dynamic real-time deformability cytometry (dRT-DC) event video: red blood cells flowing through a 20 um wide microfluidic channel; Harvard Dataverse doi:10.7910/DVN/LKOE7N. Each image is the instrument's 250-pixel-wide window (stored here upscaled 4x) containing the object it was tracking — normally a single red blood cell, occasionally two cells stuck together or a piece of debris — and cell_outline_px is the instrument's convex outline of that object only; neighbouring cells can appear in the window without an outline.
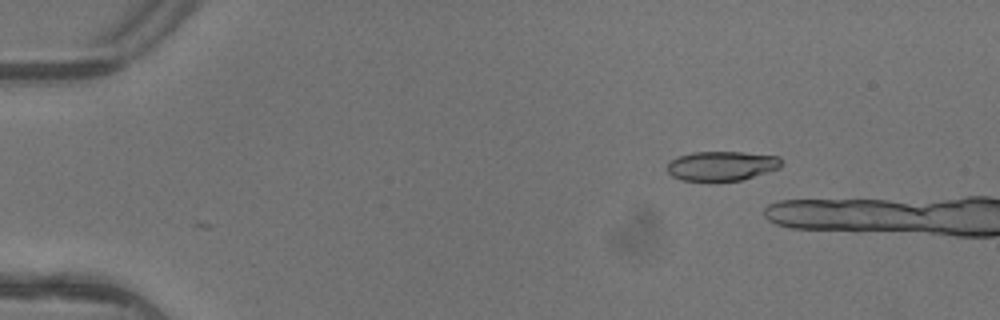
{"species": "common noctule bat (a hibernating species)", "species_latin": "Nyctalus noctula", "temperature_condition": "warm", "stored_images_in_passage": 3, "camera_frame_rate_fps": 3000, "um_per_image_px": 0.085, "animal": {"sex": "female"}, "frame": {"image": 1, "passage_image": 3, "time_ms": 0.667, "image_size_px": [1000, 320], "cell_outline_px": [[780, 168], [740, 180], [680, 180], [672, 176], [668, 172], [668, 160], [676, 156], [692, 152], [744, 152], [780, 156]], "centroid_in_image_um": [61.31, 14.08], "position_along_channel_um": 23.7, "area_um2": 19.54}}